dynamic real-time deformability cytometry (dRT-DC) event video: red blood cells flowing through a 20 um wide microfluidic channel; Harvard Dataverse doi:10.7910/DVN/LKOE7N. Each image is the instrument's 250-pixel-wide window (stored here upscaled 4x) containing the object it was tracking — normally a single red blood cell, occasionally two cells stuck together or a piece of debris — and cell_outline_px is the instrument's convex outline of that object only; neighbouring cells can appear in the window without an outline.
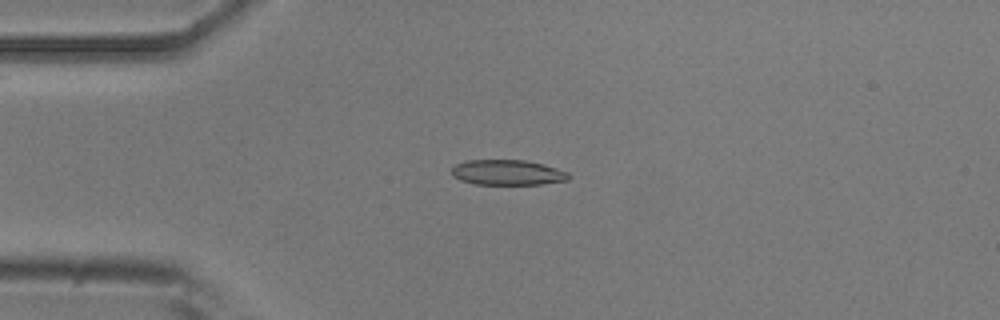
{"species": "common noctule bat (a hibernating species)", "species_latin": "Nyctalus noctula", "temperature_condition": "room temperature", "stored_images_in_passage": 36, "camera_frame_rate_fps": 3000, "um_per_image_px": 0.085, "animal": {"sex": "male", "body_mass_g": 20.5, "forearm_length_mm": 52.5}, "frame": {"image": 1, "passage_image": 2, "time_ms": 0.333, "image_size_px": [1000, 320], "cell_outline_px": [[568, 180], [540, 184], [476, 184], [460, 180], [452, 176], [452, 168], [456, 164], [468, 160], [524, 160], [544, 164], [568, 172]], "centroid_in_image_um": [43.12, 14.66], "position_along_channel_um": 41.9, "area_um2": 17.11}}
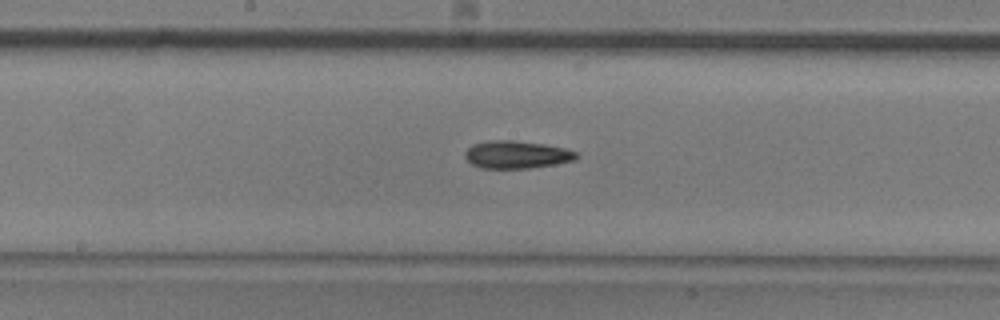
{"frame": {"image": 2, "passage_image": 16, "time_ms": 5.0, "image_size_px": [1000, 320], "cell_outline_px": [[580, 156], [572, 160], [556, 164], [528, 168], [480, 168], [472, 164], [464, 156], [464, 152], [472, 144], [488, 140], [512, 140], [544, 144], [564, 148], [576, 152]], "centroid_in_image_um": [43.88, 13.13], "position_along_channel_um": 204.3, "area_um2": 17.92}}
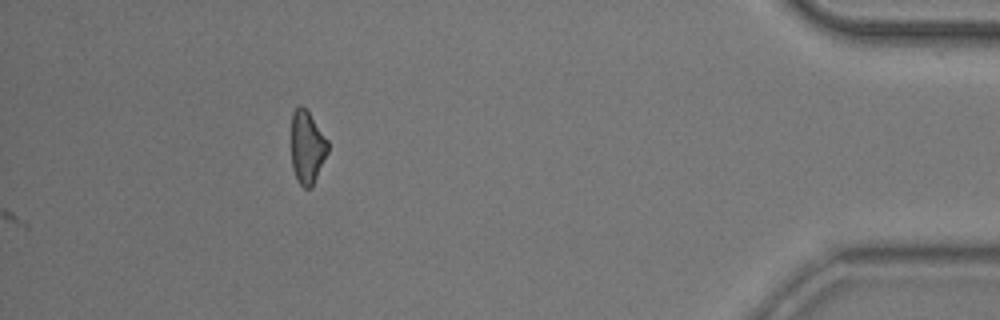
{"frame": {"image": 3, "passage_image": 36, "time_ms": 11.667, "image_size_px": [1000, 320], "cell_outline_px": [[328, 152], [312, 188], [304, 188], [296, 180], [292, 168], [292, 112], [300, 104], [308, 112], [328, 140]], "centroid_in_image_um": [26.1, 12.56], "position_along_channel_um": 409.1, "area_um2": 15.49}, "authors_computed_cell_mechanics": {"area_um2": 17.2822, "velocity_mm_per_s": 3.9098, "shape_relaxation_time_tau1_ms": 7.3294, "shape_relaxation_time_tau2_ms": null, "deformation_change_tau1": 0.1654, "deformation_change_tau2": null}}